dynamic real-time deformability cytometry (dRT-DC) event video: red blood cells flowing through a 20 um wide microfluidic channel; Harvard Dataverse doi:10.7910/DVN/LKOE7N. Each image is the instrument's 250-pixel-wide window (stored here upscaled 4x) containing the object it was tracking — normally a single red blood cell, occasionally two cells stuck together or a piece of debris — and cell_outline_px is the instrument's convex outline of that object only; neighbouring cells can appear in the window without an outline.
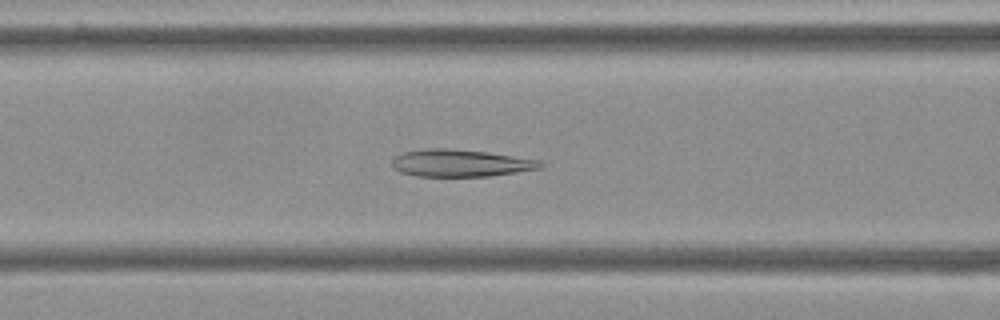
{"species": "Egyptian fruit bat (a non-hibernating species)", "species_latin": "Rousettus aegyptiacus", "temperature_condition": "cold", "stored_images_in_passage": 46, "camera_frame_rate_fps": 3000, "um_per_image_px": 0.085, "frame": {"image": 1, "passage_image": 13, "time_ms": 4.0, "image_size_px": [1000, 320], "cell_outline_px": [[548, 164], [544, 168], [492, 176], [416, 176], [400, 172], [392, 168], [392, 160], [396, 156], [404, 152], [428, 148], [448, 148], [484, 152], [540, 160]], "centroid_in_image_um": [39.19, 13.87], "position_along_channel_um": 127.4, "area_um2": 23.64}}
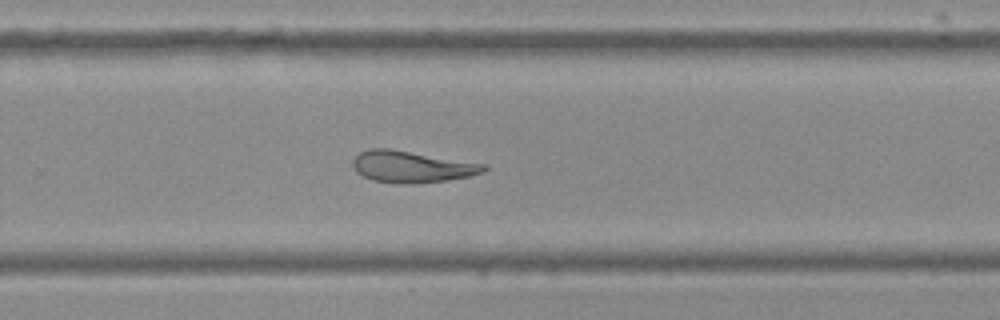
{"frame": {"image": 2, "passage_image": 27, "time_ms": 8.667, "image_size_px": [1000, 320], "cell_outline_px": [[488, 168], [484, 172], [468, 176], [444, 180], [412, 184], [404, 184], [372, 180], [356, 172], [352, 164], [352, 160], [360, 152], [372, 148], [388, 148], [488, 164]], "centroid_in_image_um": [35.0, 14.16], "position_along_channel_um": 294.8, "area_um2": 24.04}}
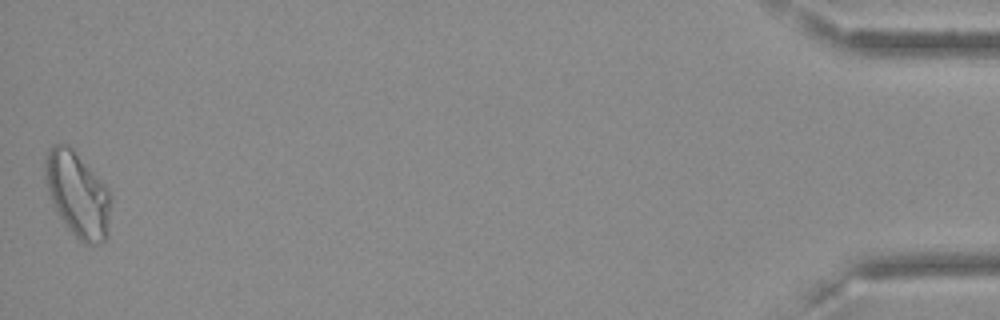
{"frame": {"image": 3, "passage_image": 46, "time_ms": 15.0, "image_size_px": [1000, 320], "cell_outline_px": [[112, 200], [108, 236], [100, 244], [84, 244], [64, 224], [52, 200], [44, 180], [44, 160], [48, 148], [52, 144], [68, 144], [72, 148], [108, 188]], "centroid_in_image_um": [6.61, 16.52], "position_along_channel_um": 428.6, "area_um2": 32.71}, "authors_computed_cell_mechanics": {"area_um2": 25.0274, "velocity_mm_per_s": 3.5894, "shape_relaxation_time_tau1_ms": 10.944, "shape_relaxation_time_tau2_ms": 3.3605, "deformation_change_tau1": 0.195, "deformation_change_tau2": 0.0997}}